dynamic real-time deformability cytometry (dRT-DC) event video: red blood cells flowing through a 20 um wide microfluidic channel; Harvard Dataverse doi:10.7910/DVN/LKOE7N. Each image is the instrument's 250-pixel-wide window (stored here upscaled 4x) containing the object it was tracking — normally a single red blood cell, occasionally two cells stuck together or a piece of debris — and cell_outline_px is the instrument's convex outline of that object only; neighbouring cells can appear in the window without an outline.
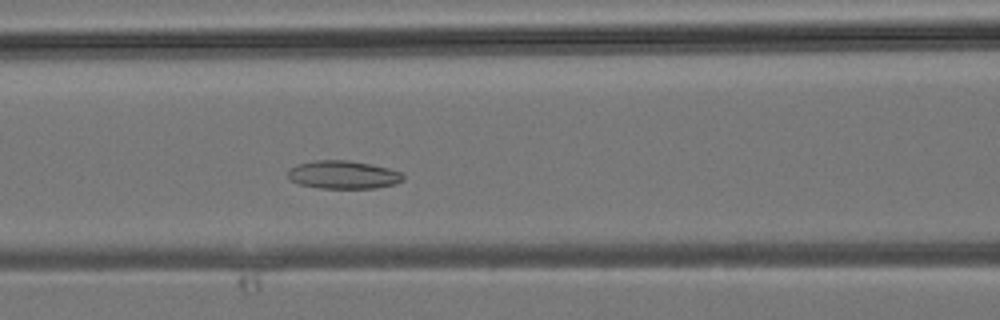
{"species": "common noctule bat (a hibernating species)", "species_latin": "Nyctalus noctula", "temperature_condition": "room temperature", "stored_images_in_passage": 29, "camera_frame_rate_fps": 3000, "um_per_image_px": 0.085, "animal": {"sex": "male", "body_mass_g": 19.2, "forearm_length_mm": 51.8}, "frame": {"image": 1, "passage_image": 8, "time_ms": 2.333, "image_size_px": [1000, 320], "cell_outline_px": [[404, 180], [396, 184], [376, 188], [320, 188], [300, 184], [292, 180], [288, 176], [288, 172], [296, 164], [316, 160], [348, 160], [388, 168], [400, 172], [404, 176]], "centroid_in_image_um": [29.2, 14.86], "position_along_channel_um": 137.4, "area_um2": 18.73}}
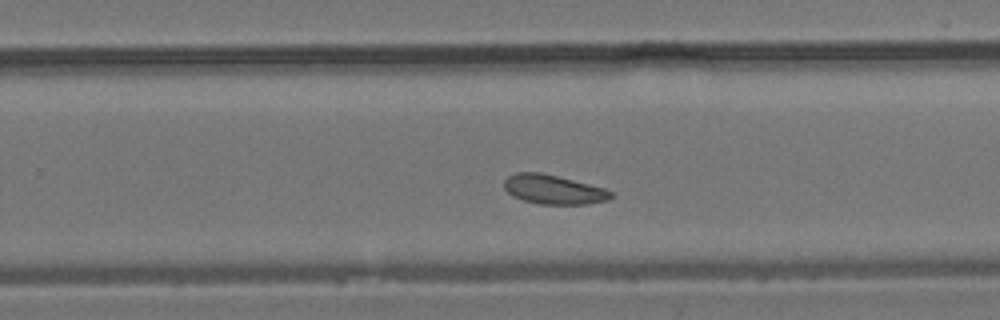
{"frame": {"image": 2, "passage_image": 16, "time_ms": 5.0, "image_size_px": [1000, 320], "cell_outline_px": [[612, 196], [608, 200], [588, 204], [540, 204], [524, 200], [512, 196], [504, 188], [504, 180], [508, 176], [516, 172], [540, 172], [604, 188], [612, 192]], "centroid_in_image_um": [47.02, 16.11], "position_along_channel_um": 282.8, "area_um2": 18.03}}
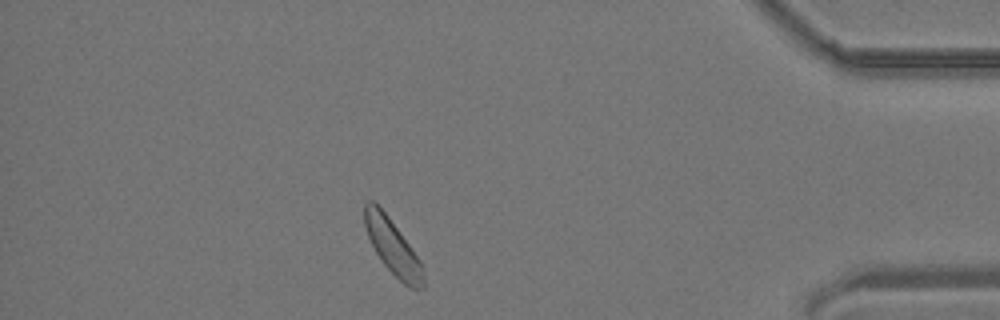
{"frame": {"image": 3, "passage_image": 25, "time_ms": 8.0, "image_size_px": [1000, 320], "cell_outline_px": [[424, 288], [408, 288], [380, 260], [368, 236], [364, 224], [364, 204], [368, 200], [372, 200], [388, 216], [400, 232], [420, 260], [424, 272]], "centroid_in_image_um": [33.38, 20.99], "position_along_channel_um": 401.8, "area_um2": 18.55}}